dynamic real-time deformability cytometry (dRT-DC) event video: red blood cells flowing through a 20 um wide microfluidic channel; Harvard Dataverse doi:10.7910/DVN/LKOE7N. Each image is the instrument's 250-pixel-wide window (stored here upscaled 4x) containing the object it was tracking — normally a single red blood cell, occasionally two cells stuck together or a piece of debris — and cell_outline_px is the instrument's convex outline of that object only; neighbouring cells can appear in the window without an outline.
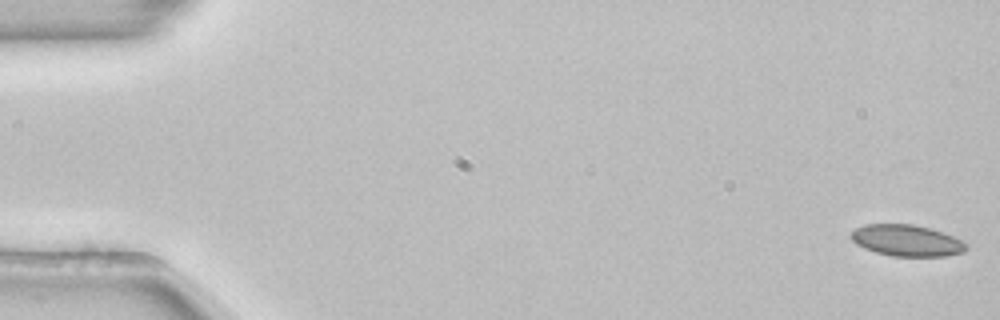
{"species": "common noctule bat (a hibernating species)", "species_latin": "Nyctalus noctula", "temperature_condition": "room temperature", "stored_images_in_passage": 53, "camera_frame_rate_fps": 3000, "um_per_image_px": 0.085, "animal": {"sex": "female", "body_mass_g": 22.7, "forearm_length_mm": 54.2}, "frame": {"image": 1, "passage_image": 1, "time_ms": 0.0, "image_size_px": [1000, 320], "cell_outline_px": [[968, 248], [964, 252], [944, 256], [892, 256], [876, 252], [864, 248], [856, 244], [852, 240], [852, 232], [856, 228], [864, 224], [912, 224], [928, 228], [964, 240], [968, 244]], "centroid_in_image_um": [77.09, 20.45], "position_along_channel_um": 7.9, "area_um2": 20.98}}
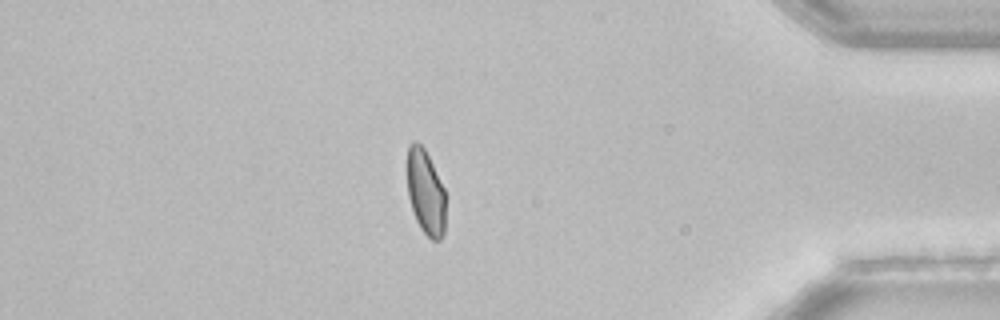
{"frame": {"image": 2, "passage_image": 46, "time_ms": 15.0, "image_size_px": [1000, 320], "cell_outline_px": [[444, 232], [440, 240], [432, 240], [420, 228], [416, 220], [408, 196], [408, 144], [412, 140], [416, 140], [424, 148], [444, 188]], "centroid_in_image_um": [36.16, 16.33], "position_along_channel_um": 399.0, "area_um2": 18.73}}
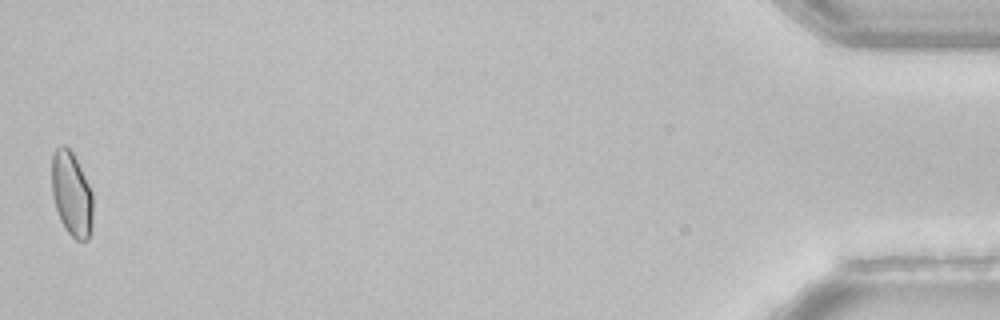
{"frame": {"image": 3, "passage_image": 53, "time_ms": 17.333, "image_size_px": [1000, 320], "cell_outline_px": [[92, 228], [88, 240], [76, 240], [64, 228], [60, 220], [56, 208], [52, 192], [52, 156], [56, 148], [60, 144], [64, 144], [72, 152], [92, 192]], "centroid_in_image_um": [6.08, 16.51], "position_along_channel_um": 429.1, "area_um2": 20.11}, "authors_computed_cell_mechanics": {"area_um2": 20.8658, "velocity_mm_per_s": 3.8648, "shape_relaxation_time_tau1_ms": null, "shape_relaxation_time_tau2_ms": 0.7353, "deformation_change_tau1": null, "deformation_change_tau2": 0.0421}}